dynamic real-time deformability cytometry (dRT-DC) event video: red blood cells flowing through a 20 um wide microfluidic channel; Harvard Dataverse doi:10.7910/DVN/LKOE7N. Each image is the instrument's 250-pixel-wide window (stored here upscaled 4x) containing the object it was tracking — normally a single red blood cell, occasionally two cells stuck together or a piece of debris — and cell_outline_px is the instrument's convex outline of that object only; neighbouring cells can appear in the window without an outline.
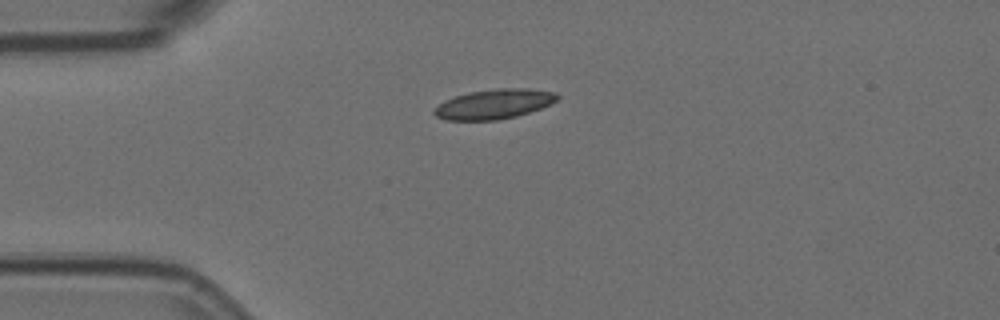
{"species": "Egyptian fruit bat (a non-hibernating species)", "species_latin": "Rousettus aegyptiacus", "temperature_condition": "room temperature", "stored_images_in_passage": 2, "camera_frame_rate_fps": 3000, "um_per_image_px": 0.085, "animal": {"sex": "female"}, "frame": {"image": 1, "passage_image": 2, "time_ms": 0.333, "image_size_px": [1000, 320], "cell_outline_px": [[560, 96], [556, 100], [540, 108], [516, 116], [496, 120], [448, 120], [436, 116], [432, 112], [444, 100], [456, 96], [472, 92], [496, 88], [528, 88], [556, 92]], "centroid_in_image_um": [42.0, 8.84], "position_along_channel_um": 43.0, "area_um2": 21.04}}